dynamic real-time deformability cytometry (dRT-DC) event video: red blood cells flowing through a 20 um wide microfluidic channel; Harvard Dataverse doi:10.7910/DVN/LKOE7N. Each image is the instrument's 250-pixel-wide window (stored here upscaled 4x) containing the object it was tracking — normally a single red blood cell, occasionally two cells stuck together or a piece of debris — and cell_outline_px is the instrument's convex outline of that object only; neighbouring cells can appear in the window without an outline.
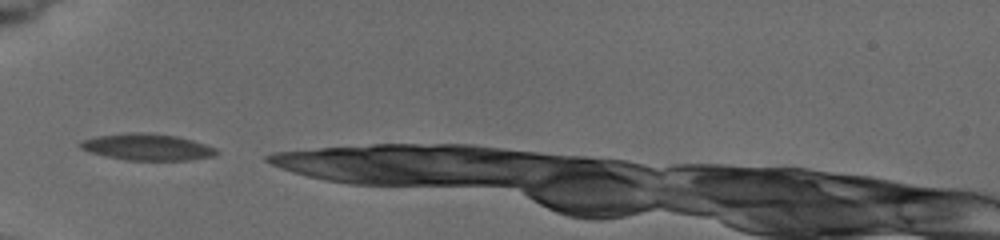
{"species": "common noctule bat (a hibernating species)", "species_latin": "Nyctalus noctula", "temperature_condition": "cold", "stored_images_in_passage": 4, "camera_frame_rate_fps": 3000, "um_per_image_px": 0.085, "animal": {"sex": "female", "body_mass_g": 19.5, "forearm_length_mm": 54.1}, "frame": {"image": 1, "passage_image": 1, "time_ms": 0.0, "image_size_px": [1000, 240], "cell_outline_px": [[220, 152], [216, 156], [188, 160], [128, 160], [88, 152], [80, 148], [76, 144], [80, 140], [96, 136], [128, 132], [148, 132], [176, 136], [192, 140], [216, 148]], "centroid_in_image_um": [12.49, 12.49], "position_along_channel_um": 72.5, "area_um2": 21.27}}
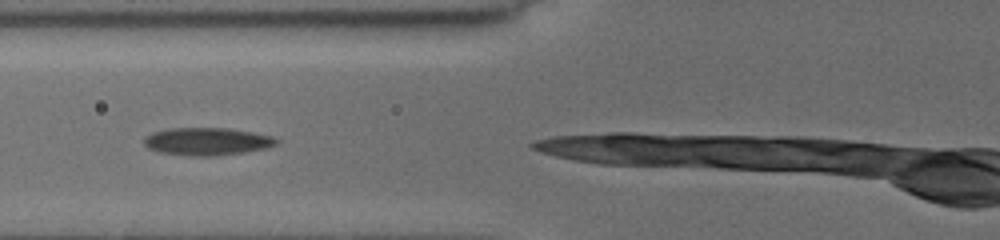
{"frame": {"image": 2, "passage_image": 2, "time_ms": 1.0, "image_size_px": [1000, 240], "cell_outline_px": [[280, 144], [268, 148], [244, 152], [216, 156], [188, 156], [160, 152], [148, 148], [144, 144], [144, 136], [152, 132], [172, 128], [228, 128], [252, 132], [272, 136], [280, 140]], "centroid_in_image_um": [17.63, 12.03], "position_along_channel_um": 108.2, "area_um2": 21.56}}
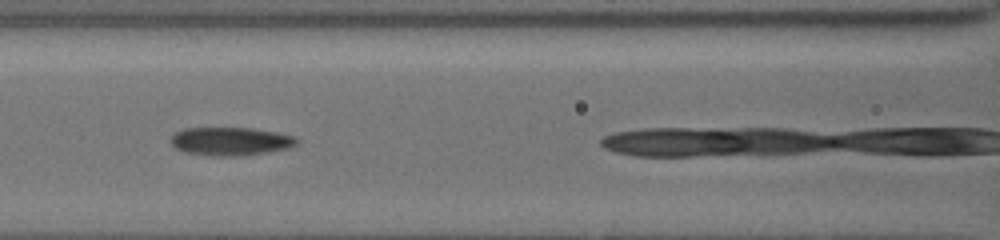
{"frame": {"image": 3, "passage_image": 3, "time_ms": 2.0, "image_size_px": [1000, 240], "cell_outline_px": [[300, 140], [296, 144], [288, 148], [268, 152], [236, 156], [212, 156], [184, 152], [176, 148], [168, 140], [176, 132], [184, 128], [252, 128], [276, 132], [296, 136]], "centroid_in_image_um": [19.6, 12.01], "position_along_channel_um": 147.0, "area_um2": 20.87}}